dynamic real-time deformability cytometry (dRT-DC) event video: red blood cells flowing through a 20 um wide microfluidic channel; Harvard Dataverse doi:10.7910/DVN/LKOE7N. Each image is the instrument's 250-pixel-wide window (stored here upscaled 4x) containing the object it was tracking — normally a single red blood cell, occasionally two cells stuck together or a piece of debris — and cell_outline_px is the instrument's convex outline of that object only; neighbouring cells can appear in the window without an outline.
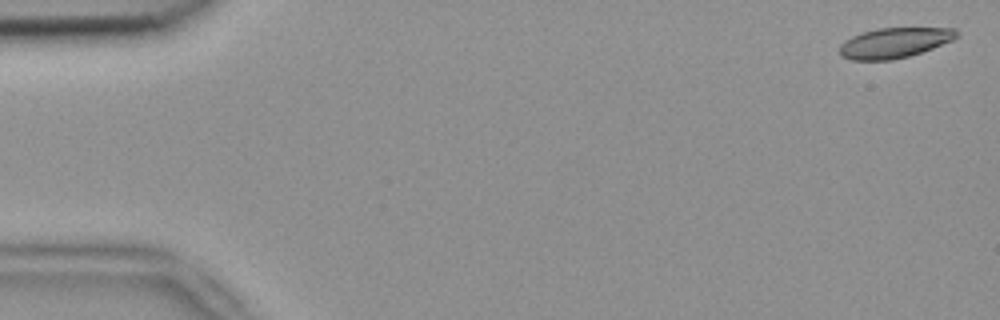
{"species": "common noctule bat (a hibernating species)", "species_latin": "Nyctalus noctula", "temperature_condition": "room temperature", "stored_images_in_passage": 5, "camera_frame_rate_fps": 3000, "um_per_image_px": 0.085, "animal": {"sex": "female", "body_mass_g": 18.4}, "frame": {"image": 1, "passage_image": 1, "time_ms": 0.0, "image_size_px": [1000, 320], "cell_outline_px": [[960, 36], [952, 40], [932, 48], [908, 56], [892, 60], [852, 60], [840, 56], [840, 44], [844, 40], [852, 36], [864, 32], [880, 28], [956, 28]], "centroid_in_image_um": [76.02, 3.64], "position_along_channel_um": 9.0, "area_um2": 20.52}}
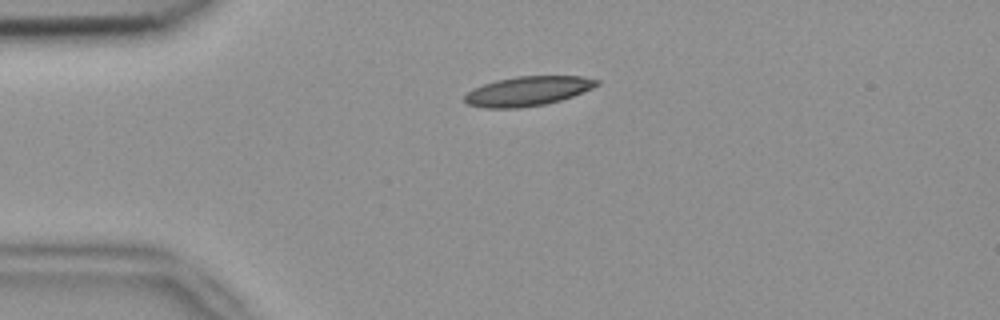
{"frame": {"image": 2, "passage_image": 4, "time_ms": 1.0, "image_size_px": [1000, 320], "cell_outline_px": [[600, 84], [592, 88], [572, 96], [560, 100], [544, 104], [520, 108], [484, 108], [468, 104], [464, 100], [464, 96], [472, 88], [496, 80], [516, 76], [580, 76], [600, 80]], "centroid_in_image_um": [44.84, 7.74], "position_along_channel_um": 40.2, "area_um2": 22.66}}